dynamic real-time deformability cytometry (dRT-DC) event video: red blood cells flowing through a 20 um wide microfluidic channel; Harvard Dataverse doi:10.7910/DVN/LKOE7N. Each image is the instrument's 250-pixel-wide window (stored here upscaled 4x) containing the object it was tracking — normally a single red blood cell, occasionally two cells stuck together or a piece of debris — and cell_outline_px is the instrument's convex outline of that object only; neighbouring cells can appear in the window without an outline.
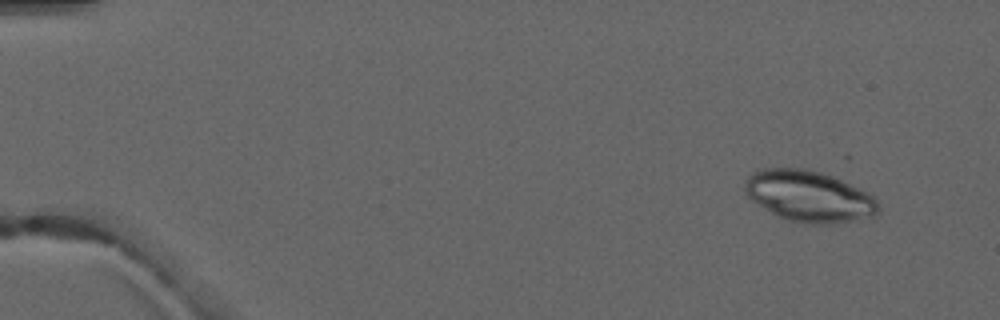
{"species": "common noctule bat (a hibernating species)", "species_latin": "Nyctalus noctula", "temperature_condition": "warm", "stored_images_in_passage": 5, "camera_frame_rate_fps": 3000, "um_per_image_px": 0.085, "animal": {"sex": "male", "forearm_length_mm": 52.5}, "frame": {"image": 1, "passage_image": 2, "time_ms": 1.333, "image_size_px": [1000, 320], "cell_outline_px": [[880, 212], [876, 216], [836, 224], [808, 224], [788, 220], [776, 216], [752, 200], [744, 192], [744, 184], [748, 176], [752, 172], [764, 168], [804, 168], [820, 172], [832, 176], [872, 196], [880, 204]], "centroid_in_image_um": [68.75, 16.7], "position_along_channel_um": 16.2, "area_um2": 39.88}}